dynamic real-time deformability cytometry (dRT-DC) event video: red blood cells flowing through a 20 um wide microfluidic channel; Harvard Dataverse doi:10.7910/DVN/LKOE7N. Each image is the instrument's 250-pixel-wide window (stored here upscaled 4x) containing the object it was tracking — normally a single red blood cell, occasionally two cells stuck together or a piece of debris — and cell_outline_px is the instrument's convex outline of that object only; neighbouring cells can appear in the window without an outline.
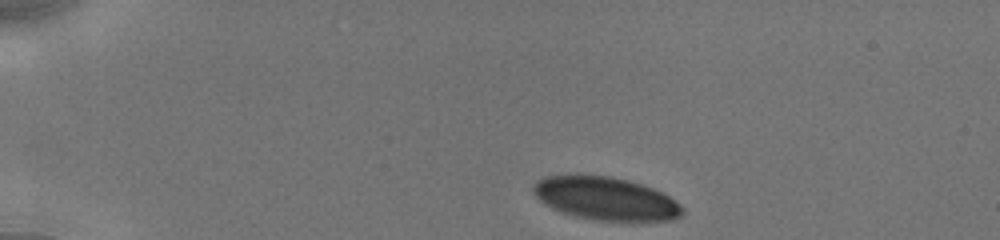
{"species": "human", "species_latin": "Homo sapiens", "temperature_condition": "cold", "stored_images_in_passage": 24, "camera_frame_rate_fps": 3000, "um_per_image_px": 0.085, "donor": {"sex": "male"}, "frame": {"image": 1, "passage_image": 1, "time_ms": 0.0, "image_size_px": [1000, 240], "cell_outline_px": [[684, 216], [672, 220], [600, 220], [576, 216], [552, 208], [540, 200], [532, 192], [532, 188], [536, 180], [544, 176], [576, 172], [612, 176], [628, 180], [652, 188], [668, 196], [680, 204], [684, 208]], "centroid_in_image_um": [51.44, 16.82], "position_along_channel_um": 33.6, "area_um2": 37.86}}
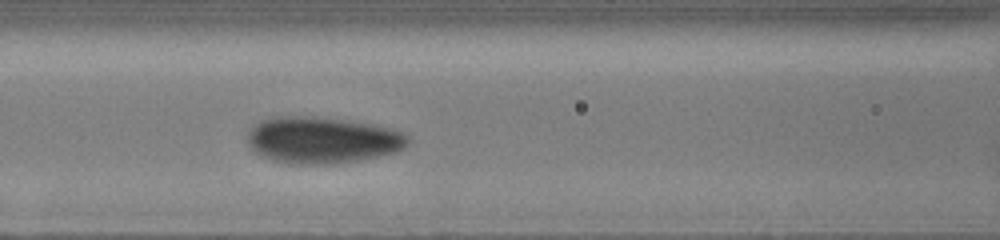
{"frame": {"image": 2, "passage_image": 15, "time_ms": 4.667, "image_size_px": [1000, 240], "cell_outline_px": [[408, 144], [404, 148], [396, 152], [336, 164], [292, 164], [272, 160], [260, 156], [248, 144], [248, 132], [260, 120], [276, 116], [316, 116], [348, 120], [372, 124], [392, 128], [408, 136]], "centroid_in_image_um": [27.38, 11.9], "position_along_channel_um": 139.2, "area_um2": 43.64}}
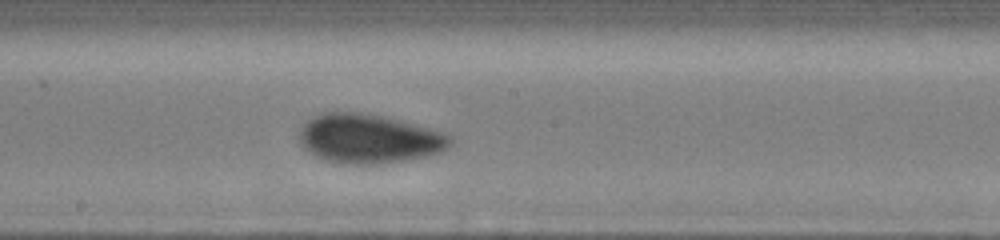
{"frame": {"image": 3, "passage_image": 22, "time_ms": 6.667, "image_size_px": [1000, 240], "cell_outline_px": [[452, 144], [448, 148], [440, 152], [428, 156], [380, 164], [352, 164], [328, 160], [316, 156], [308, 152], [304, 148], [300, 140], [300, 128], [312, 116], [320, 112], [360, 112], [384, 116], [400, 120], [428, 128], [452, 136]], "centroid_in_image_um": [31.36, 11.78], "position_along_channel_um": 216.8, "area_um2": 43.18}}